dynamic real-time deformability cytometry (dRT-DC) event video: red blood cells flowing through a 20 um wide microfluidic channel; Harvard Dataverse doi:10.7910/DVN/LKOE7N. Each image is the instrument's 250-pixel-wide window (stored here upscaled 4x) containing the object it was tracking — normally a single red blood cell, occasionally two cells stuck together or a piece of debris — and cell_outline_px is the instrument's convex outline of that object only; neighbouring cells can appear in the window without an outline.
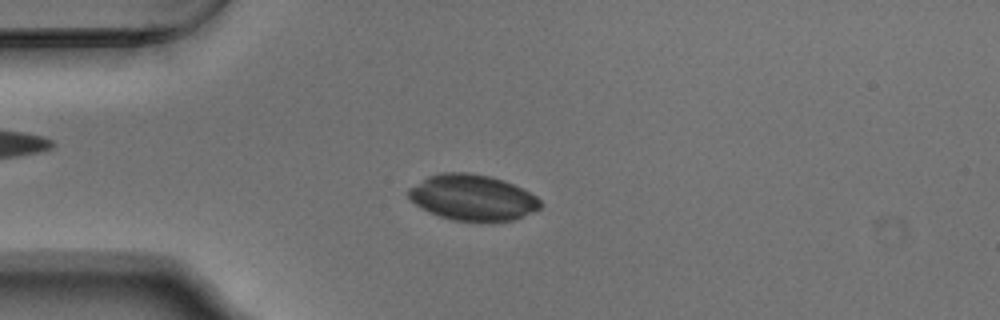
{"species": "Egyptian fruit bat (a non-hibernating species)", "species_latin": "Rousettus aegyptiacus", "temperature_condition": "warm", "stored_images_in_passage": 45, "camera_frame_rate_fps": 3000, "um_per_image_px": 0.085, "animal": {"sex": "male"}, "frame": {"image": 1, "passage_image": 10, "time_ms": 3.0, "image_size_px": [1000, 320], "cell_outline_px": [[544, 204], [540, 208], [532, 212], [512, 220], [488, 224], [480, 224], [452, 220], [428, 212], [416, 204], [408, 196], [408, 188], [428, 176], [440, 172], [468, 172], [488, 176], [504, 180], [536, 196]], "centroid_in_image_um": [40.17, 16.83], "position_along_channel_um": 44.8, "area_um2": 35.78}}
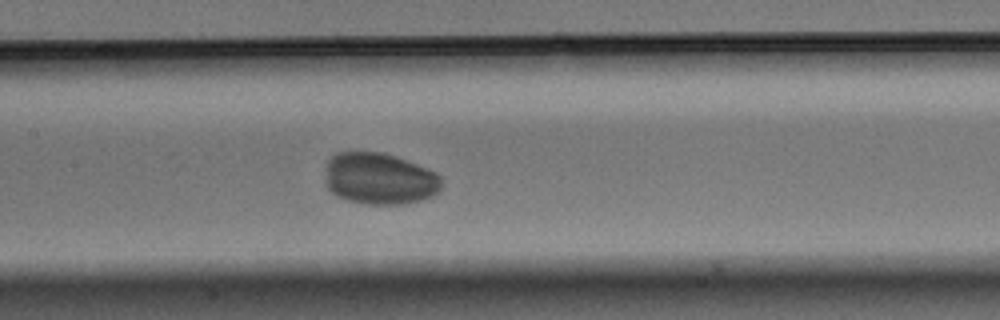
{"frame": {"image": 2, "passage_image": 22, "time_ms": 7.0, "image_size_px": [1000, 320], "cell_outline_px": [[440, 188], [432, 196], [420, 200], [404, 204], [364, 204], [348, 200], [336, 196], [328, 188], [328, 160], [336, 152], [380, 152], [428, 168], [436, 172], [440, 176]], "centroid_in_image_um": [32.27, 15.2], "position_along_channel_um": 175.1, "area_um2": 34.51}}
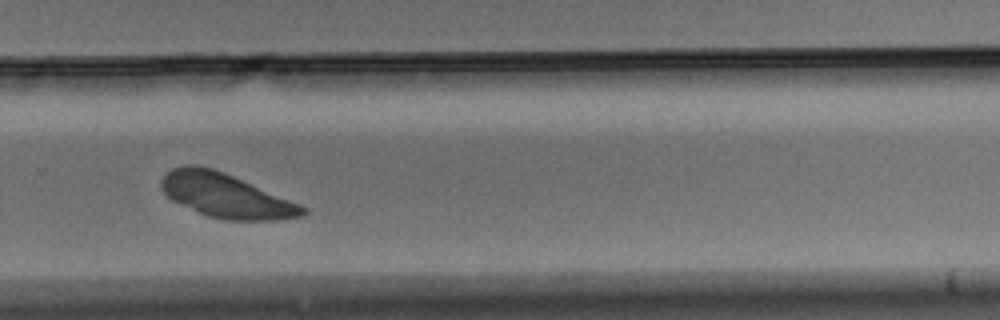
{"frame": {"image": 3, "passage_image": 33, "time_ms": 10.667, "image_size_px": [1000, 320], "cell_outline_px": [[308, 212], [304, 216], [276, 220], [224, 220], [208, 216], [172, 200], [164, 192], [160, 184], [160, 180], [172, 168], [184, 164], [192, 164], [212, 168], [224, 172], [300, 204], [308, 208]], "centroid_in_image_um": [19.21, 16.62], "position_along_channel_um": 310.6, "area_um2": 36.18}}